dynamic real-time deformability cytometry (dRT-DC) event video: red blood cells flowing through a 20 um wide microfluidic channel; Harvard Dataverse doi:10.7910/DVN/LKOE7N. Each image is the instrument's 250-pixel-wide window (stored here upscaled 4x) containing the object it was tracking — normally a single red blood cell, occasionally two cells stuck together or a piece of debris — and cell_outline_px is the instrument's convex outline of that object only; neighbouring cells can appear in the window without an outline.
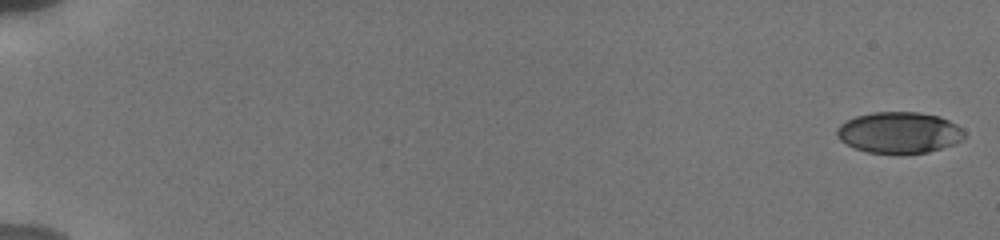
{"species": "human", "species_latin": "Homo sapiens", "temperature_condition": "cold", "stored_images_in_passage": 38, "camera_frame_rate_fps": 3000, "um_per_image_px": 0.085, "donor": {"sex": "male"}, "frame": {"image": 1, "passage_image": 1, "time_ms": 0.0, "image_size_px": [1000, 240], "cell_outline_px": [[968, 136], [952, 144], [928, 152], [868, 152], [844, 144], [836, 136], [836, 128], [844, 120], [856, 116], [872, 112], [920, 112], [940, 116], [956, 124]], "centroid_in_image_um": [76.39, 11.24], "position_along_channel_um": 8.6, "area_um2": 30.46}}
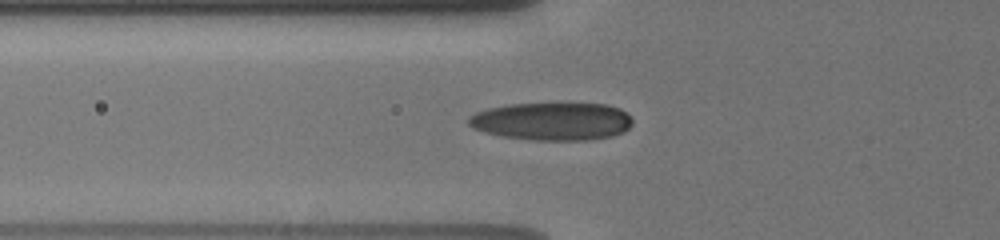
{"frame": {"image": 2, "passage_image": 20, "time_ms": 7.0, "image_size_px": [1000, 240], "cell_outline_px": [[632, 124], [624, 132], [612, 136], [588, 140], [536, 140], [504, 136], [484, 132], [472, 128], [468, 124], [468, 116], [476, 112], [488, 108], [508, 104], [608, 104], [620, 108], [632, 120]], "centroid_in_image_um": [46.92, 10.31], "position_along_channel_um": 78.9, "area_um2": 36.07}}
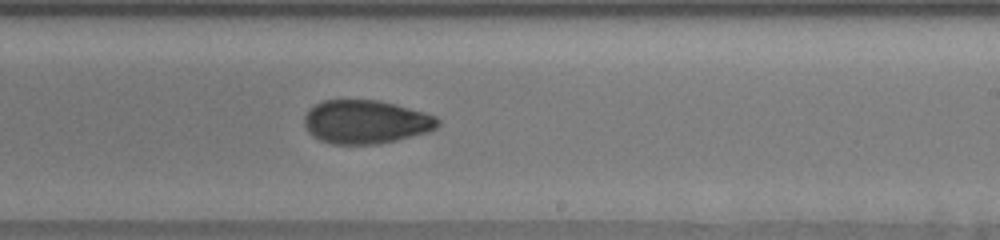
{"frame": {"image": 3, "passage_image": 38, "time_ms": 11.667, "image_size_px": [1000, 240], "cell_outline_px": [[440, 124], [436, 128], [428, 132], [380, 144], [332, 144], [320, 140], [312, 136], [308, 132], [304, 124], [304, 116], [308, 108], [324, 100], [380, 100], [396, 104], [424, 112], [436, 116], [440, 120]], "centroid_in_image_um": [31.09, 10.36], "position_along_channel_um": 257.9, "area_um2": 34.16}}